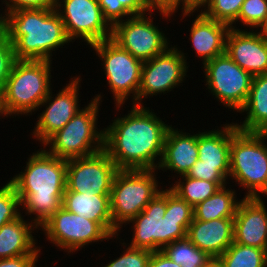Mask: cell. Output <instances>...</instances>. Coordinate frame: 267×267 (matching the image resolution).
<instances>
[{"mask_svg":"<svg viewBox=\"0 0 267 267\" xmlns=\"http://www.w3.org/2000/svg\"><path fill=\"white\" fill-rule=\"evenodd\" d=\"M131 107L127 115L103 128L104 150L118 169H157L171 125L149 107Z\"/></svg>","mask_w":267,"mask_h":267,"instance_id":"obj_1","label":"cell"},{"mask_svg":"<svg viewBox=\"0 0 267 267\" xmlns=\"http://www.w3.org/2000/svg\"><path fill=\"white\" fill-rule=\"evenodd\" d=\"M29 156L25 169L11 177L9 182L16 190L22 211L30 215L29 220L39 228L62 207L67 160L49 154L44 148Z\"/></svg>","mask_w":267,"mask_h":267,"instance_id":"obj_2","label":"cell"},{"mask_svg":"<svg viewBox=\"0 0 267 267\" xmlns=\"http://www.w3.org/2000/svg\"><path fill=\"white\" fill-rule=\"evenodd\" d=\"M1 22L16 60L52 61V52L71 42L55 7L13 10Z\"/></svg>","mask_w":267,"mask_h":267,"instance_id":"obj_3","label":"cell"},{"mask_svg":"<svg viewBox=\"0 0 267 267\" xmlns=\"http://www.w3.org/2000/svg\"><path fill=\"white\" fill-rule=\"evenodd\" d=\"M193 218V207L170 188L164 189L124 225H133L132 239L127 244L132 248L161 251L165 245L186 237Z\"/></svg>","mask_w":267,"mask_h":267,"instance_id":"obj_4","label":"cell"},{"mask_svg":"<svg viewBox=\"0 0 267 267\" xmlns=\"http://www.w3.org/2000/svg\"><path fill=\"white\" fill-rule=\"evenodd\" d=\"M52 61L16 60L0 93L2 118L32 115L49 95Z\"/></svg>","mask_w":267,"mask_h":267,"instance_id":"obj_5","label":"cell"},{"mask_svg":"<svg viewBox=\"0 0 267 267\" xmlns=\"http://www.w3.org/2000/svg\"><path fill=\"white\" fill-rule=\"evenodd\" d=\"M265 140V141H264ZM264 132L238 130L231 139L228 181L246 190L244 198L267 197V144ZM238 182V183H237Z\"/></svg>","mask_w":267,"mask_h":267,"instance_id":"obj_6","label":"cell"},{"mask_svg":"<svg viewBox=\"0 0 267 267\" xmlns=\"http://www.w3.org/2000/svg\"><path fill=\"white\" fill-rule=\"evenodd\" d=\"M102 96L96 94L61 130L42 146L65 160L92 155L104 149V129L97 127ZM47 147V148H46ZM49 148V149H48Z\"/></svg>","mask_w":267,"mask_h":267,"instance_id":"obj_7","label":"cell"},{"mask_svg":"<svg viewBox=\"0 0 267 267\" xmlns=\"http://www.w3.org/2000/svg\"><path fill=\"white\" fill-rule=\"evenodd\" d=\"M157 172V169H119L115 174L110 192V210L113 225L119 231L164 189L159 186L162 182L159 183Z\"/></svg>","mask_w":267,"mask_h":267,"instance_id":"obj_8","label":"cell"},{"mask_svg":"<svg viewBox=\"0 0 267 267\" xmlns=\"http://www.w3.org/2000/svg\"><path fill=\"white\" fill-rule=\"evenodd\" d=\"M91 48L103 63L102 69L113 94L115 110L119 112L130 97L131 105L138 106L143 61L122 49L112 39L95 43L90 46Z\"/></svg>","mask_w":267,"mask_h":267,"instance_id":"obj_9","label":"cell"},{"mask_svg":"<svg viewBox=\"0 0 267 267\" xmlns=\"http://www.w3.org/2000/svg\"><path fill=\"white\" fill-rule=\"evenodd\" d=\"M205 73L206 90L217 101L230 109L239 112L249 97L253 76L243 70L225 52L201 66Z\"/></svg>","mask_w":267,"mask_h":267,"instance_id":"obj_10","label":"cell"},{"mask_svg":"<svg viewBox=\"0 0 267 267\" xmlns=\"http://www.w3.org/2000/svg\"><path fill=\"white\" fill-rule=\"evenodd\" d=\"M38 230L44 232L46 241L68 252L69 256L84 246L113 239L98 222L71 213L64 207L59 208Z\"/></svg>","mask_w":267,"mask_h":267,"instance_id":"obj_11","label":"cell"},{"mask_svg":"<svg viewBox=\"0 0 267 267\" xmlns=\"http://www.w3.org/2000/svg\"><path fill=\"white\" fill-rule=\"evenodd\" d=\"M68 39L77 38L91 46L111 39L112 26L103 16L98 0H55Z\"/></svg>","mask_w":267,"mask_h":267,"instance_id":"obj_12","label":"cell"},{"mask_svg":"<svg viewBox=\"0 0 267 267\" xmlns=\"http://www.w3.org/2000/svg\"><path fill=\"white\" fill-rule=\"evenodd\" d=\"M152 16L153 10H150L148 14L131 16L116 23L111 39L143 62L162 54L171 46L170 40L153 22Z\"/></svg>","mask_w":267,"mask_h":267,"instance_id":"obj_13","label":"cell"},{"mask_svg":"<svg viewBox=\"0 0 267 267\" xmlns=\"http://www.w3.org/2000/svg\"><path fill=\"white\" fill-rule=\"evenodd\" d=\"M172 46L171 44L162 54L143 62L138 106H144L143 98L167 94L178 88L188 77L187 54L176 47L177 45Z\"/></svg>","mask_w":267,"mask_h":267,"instance_id":"obj_14","label":"cell"},{"mask_svg":"<svg viewBox=\"0 0 267 267\" xmlns=\"http://www.w3.org/2000/svg\"><path fill=\"white\" fill-rule=\"evenodd\" d=\"M118 170L104 149L89 156L68 159L65 191L110 195Z\"/></svg>","mask_w":267,"mask_h":267,"instance_id":"obj_15","label":"cell"},{"mask_svg":"<svg viewBox=\"0 0 267 267\" xmlns=\"http://www.w3.org/2000/svg\"><path fill=\"white\" fill-rule=\"evenodd\" d=\"M81 80V76L71 77L68 84L62 87L58 94H53L51 89L49 95L39 105L40 109L45 107V110L40 115L38 114V120L31 135L39 141L40 145H43L82 110L79 104Z\"/></svg>","mask_w":267,"mask_h":267,"instance_id":"obj_16","label":"cell"},{"mask_svg":"<svg viewBox=\"0 0 267 267\" xmlns=\"http://www.w3.org/2000/svg\"><path fill=\"white\" fill-rule=\"evenodd\" d=\"M226 53L252 76L267 73V38L256 29L231 28L226 38Z\"/></svg>","mask_w":267,"mask_h":267,"instance_id":"obj_17","label":"cell"},{"mask_svg":"<svg viewBox=\"0 0 267 267\" xmlns=\"http://www.w3.org/2000/svg\"><path fill=\"white\" fill-rule=\"evenodd\" d=\"M262 198H244L234 217V242L267 251V207Z\"/></svg>","mask_w":267,"mask_h":267,"instance_id":"obj_18","label":"cell"},{"mask_svg":"<svg viewBox=\"0 0 267 267\" xmlns=\"http://www.w3.org/2000/svg\"><path fill=\"white\" fill-rule=\"evenodd\" d=\"M186 237L213 259H218L234 242V218L200 221L193 218Z\"/></svg>","mask_w":267,"mask_h":267,"instance_id":"obj_19","label":"cell"},{"mask_svg":"<svg viewBox=\"0 0 267 267\" xmlns=\"http://www.w3.org/2000/svg\"><path fill=\"white\" fill-rule=\"evenodd\" d=\"M183 130L174 128L171 124L165 141L161 162L157 170L167 172L174 171L177 175H187L191 167L198 160V133L182 132Z\"/></svg>","mask_w":267,"mask_h":267,"instance_id":"obj_20","label":"cell"},{"mask_svg":"<svg viewBox=\"0 0 267 267\" xmlns=\"http://www.w3.org/2000/svg\"><path fill=\"white\" fill-rule=\"evenodd\" d=\"M192 21L189 40L202 64L226 52V38L230 26L206 17L200 10Z\"/></svg>","mask_w":267,"mask_h":267,"instance_id":"obj_21","label":"cell"},{"mask_svg":"<svg viewBox=\"0 0 267 267\" xmlns=\"http://www.w3.org/2000/svg\"><path fill=\"white\" fill-rule=\"evenodd\" d=\"M62 207L71 213L98 222L114 239L119 237L120 231L113 225L110 195L65 191Z\"/></svg>","mask_w":267,"mask_h":267,"instance_id":"obj_22","label":"cell"},{"mask_svg":"<svg viewBox=\"0 0 267 267\" xmlns=\"http://www.w3.org/2000/svg\"><path fill=\"white\" fill-rule=\"evenodd\" d=\"M22 214L0 227V259L25 254H40L41 248L32 233L39 229L33 222L24 219Z\"/></svg>","mask_w":267,"mask_h":267,"instance_id":"obj_23","label":"cell"},{"mask_svg":"<svg viewBox=\"0 0 267 267\" xmlns=\"http://www.w3.org/2000/svg\"><path fill=\"white\" fill-rule=\"evenodd\" d=\"M219 128L198 131V160L194 165L230 166L231 139L239 129L234 122Z\"/></svg>","mask_w":267,"mask_h":267,"instance_id":"obj_24","label":"cell"},{"mask_svg":"<svg viewBox=\"0 0 267 267\" xmlns=\"http://www.w3.org/2000/svg\"><path fill=\"white\" fill-rule=\"evenodd\" d=\"M243 112L246 113L245 120L235 123L239 130L267 131V73L253 76L249 97L245 106L239 111L240 114Z\"/></svg>","mask_w":267,"mask_h":267,"instance_id":"obj_25","label":"cell"},{"mask_svg":"<svg viewBox=\"0 0 267 267\" xmlns=\"http://www.w3.org/2000/svg\"><path fill=\"white\" fill-rule=\"evenodd\" d=\"M229 188L227 185L221 187L208 199L193 207L194 219L210 221L221 218H234L241 199L237 198L235 189Z\"/></svg>","mask_w":267,"mask_h":267,"instance_id":"obj_26","label":"cell"},{"mask_svg":"<svg viewBox=\"0 0 267 267\" xmlns=\"http://www.w3.org/2000/svg\"><path fill=\"white\" fill-rule=\"evenodd\" d=\"M178 181L170 184L169 187L180 198L184 199L192 207L208 199L216 193L221 187L230 183H215L207 180H200L188 177L187 175L180 176ZM174 184V185H173Z\"/></svg>","mask_w":267,"mask_h":267,"instance_id":"obj_27","label":"cell"},{"mask_svg":"<svg viewBox=\"0 0 267 267\" xmlns=\"http://www.w3.org/2000/svg\"><path fill=\"white\" fill-rule=\"evenodd\" d=\"M161 252L181 267H207L213 260L212 257L200 250L187 237L165 245Z\"/></svg>","mask_w":267,"mask_h":267,"instance_id":"obj_28","label":"cell"},{"mask_svg":"<svg viewBox=\"0 0 267 267\" xmlns=\"http://www.w3.org/2000/svg\"><path fill=\"white\" fill-rule=\"evenodd\" d=\"M218 260L224 267H267V251L233 242Z\"/></svg>","mask_w":267,"mask_h":267,"instance_id":"obj_29","label":"cell"},{"mask_svg":"<svg viewBox=\"0 0 267 267\" xmlns=\"http://www.w3.org/2000/svg\"><path fill=\"white\" fill-rule=\"evenodd\" d=\"M98 3L104 18L112 27L125 17L144 15L150 11L145 0H98Z\"/></svg>","mask_w":267,"mask_h":267,"instance_id":"obj_30","label":"cell"},{"mask_svg":"<svg viewBox=\"0 0 267 267\" xmlns=\"http://www.w3.org/2000/svg\"><path fill=\"white\" fill-rule=\"evenodd\" d=\"M244 1L245 0H208L201 8V12L206 17L227 24L232 29L242 30V27H236V21Z\"/></svg>","mask_w":267,"mask_h":267,"instance_id":"obj_31","label":"cell"},{"mask_svg":"<svg viewBox=\"0 0 267 267\" xmlns=\"http://www.w3.org/2000/svg\"><path fill=\"white\" fill-rule=\"evenodd\" d=\"M267 18V0H245L237 18V24L253 30L261 27Z\"/></svg>","mask_w":267,"mask_h":267,"instance_id":"obj_32","label":"cell"},{"mask_svg":"<svg viewBox=\"0 0 267 267\" xmlns=\"http://www.w3.org/2000/svg\"><path fill=\"white\" fill-rule=\"evenodd\" d=\"M20 209V199L16 190L14 186L7 181L2 187L0 186V227L23 214Z\"/></svg>","mask_w":267,"mask_h":267,"instance_id":"obj_33","label":"cell"},{"mask_svg":"<svg viewBox=\"0 0 267 267\" xmlns=\"http://www.w3.org/2000/svg\"><path fill=\"white\" fill-rule=\"evenodd\" d=\"M124 249L122 255L110 260L108 264L102 267H148L152 251L147 249L132 248L125 242L121 243ZM124 245V246H123Z\"/></svg>","mask_w":267,"mask_h":267,"instance_id":"obj_34","label":"cell"},{"mask_svg":"<svg viewBox=\"0 0 267 267\" xmlns=\"http://www.w3.org/2000/svg\"><path fill=\"white\" fill-rule=\"evenodd\" d=\"M229 171L230 166L193 165L187 176L215 183H229Z\"/></svg>","mask_w":267,"mask_h":267,"instance_id":"obj_35","label":"cell"},{"mask_svg":"<svg viewBox=\"0 0 267 267\" xmlns=\"http://www.w3.org/2000/svg\"><path fill=\"white\" fill-rule=\"evenodd\" d=\"M16 61L13 45L2 33L0 35V93L2 92L6 80L8 79L12 66Z\"/></svg>","mask_w":267,"mask_h":267,"instance_id":"obj_36","label":"cell"},{"mask_svg":"<svg viewBox=\"0 0 267 267\" xmlns=\"http://www.w3.org/2000/svg\"><path fill=\"white\" fill-rule=\"evenodd\" d=\"M2 5H5L3 13L11 12L17 9H41V8H53L55 7V0H2Z\"/></svg>","mask_w":267,"mask_h":267,"instance_id":"obj_37","label":"cell"},{"mask_svg":"<svg viewBox=\"0 0 267 267\" xmlns=\"http://www.w3.org/2000/svg\"><path fill=\"white\" fill-rule=\"evenodd\" d=\"M145 2L150 10H157L154 13H160L162 19L166 20L169 18L168 21L171 20L173 15L176 16L175 13L178 12V9L181 10V0H145Z\"/></svg>","mask_w":267,"mask_h":267,"instance_id":"obj_38","label":"cell"},{"mask_svg":"<svg viewBox=\"0 0 267 267\" xmlns=\"http://www.w3.org/2000/svg\"><path fill=\"white\" fill-rule=\"evenodd\" d=\"M40 254H25L16 257L0 259V267H37Z\"/></svg>","mask_w":267,"mask_h":267,"instance_id":"obj_39","label":"cell"},{"mask_svg":"<svg viewBox=\"0 0 267 267\" xmlns=\"http://www.w3.org/2000/svg\"><path fill=\"white\" fill-rule=\"evenodd\" d=\"M148 267H181L174 261L170 260L161 251H155L152 253Z\"/></svg>","mask_w":267,"mask_h":267,"instance_id":"obj_40","label":"cell"},{"mask_svg":"<svg viewBox=\"0 0 267 267\" xmlns=\"http://www.w3.org/2000/svg\"><path fill=\"white\" fill-rule=\"evenodd\" d=\"M207 1L208 0H181L182 14L180 15L182 19L185 17L187 18V16L193 17V13H196L197 10L202 8Z\"/></svg>","mask_w":267,"mask_h":267,"instance_id":"obj_41","label":"cell"},{"mask_svg":"<svg viewBox=\"0 0 267 267\" xmlns=\"http://www.w3.org/2000/svg\"><path fill=\"white\" fill-rule=\"evenodd\" d=\"M258 31L267 38V18Z\"/></svg>","mask_w":267,"mask_h":267,"instance_id":"obj_42","label":"cell"},{"mask_svg":"<svg viewBox=\"0 0 267 267\" xmlns=\"http://www.w3.org/2000/svg\"><path fill=\"white\" fill-rule=\"evenodd\" d=\"M207 267H224L218 259H213Z\"/></svg>","mask_w":267,"mask_h":267,"instance_id":"obj_43","label":"cell"},{"mask_svg":"<svg viewBox=\"0 0 267 267\" xmlns=\"http://www.w3.org/2000/svg\"><path fill=\"white\" fill-rule=\"evenodd\" d=\"M3 33V26H0V35Z\"/></svg>","mask_w":267,"mask_h":267,"instance_id":"obj_44","label":"cell"}]
</instances>
